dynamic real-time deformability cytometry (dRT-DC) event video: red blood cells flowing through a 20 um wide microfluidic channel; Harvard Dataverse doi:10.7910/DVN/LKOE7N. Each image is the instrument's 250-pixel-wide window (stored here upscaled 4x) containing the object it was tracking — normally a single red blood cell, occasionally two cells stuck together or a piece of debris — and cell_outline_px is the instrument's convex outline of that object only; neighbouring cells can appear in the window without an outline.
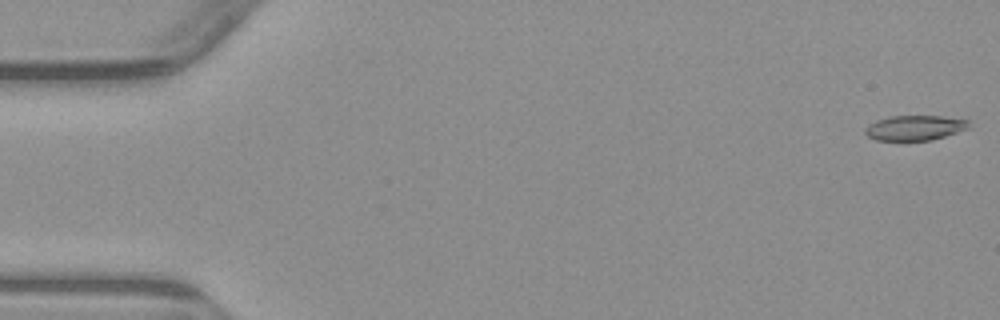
{"species": "common noctule bat (a hibernating species)", "species_latin": "Nyctalus noctula", "temperature_condition": "warm", "stored_images_in_passage": 4, "camera_frame_rate_fps": 3000, "um_per_image_px": 0.085, "animal": {"sex": "male", "body_mass_g": 23.1, "forearm_length_mm": 52.7}, "frame": {"image": 1, "passage_image": 1, "time_ms": 0.0, "image_size_px": [1000, 320], "cell_outline_px": [[972, 128], [932, 140], [876, 140], [868, 136], [864, 132], [864, 128], [868, 124], [876, 120], [888, 116], [944, 116], [968, 120]], "centroid_in_image_um": [77.78, 10.86], "position_along_channel_um": 7.2, "area_um2": 15.32}}
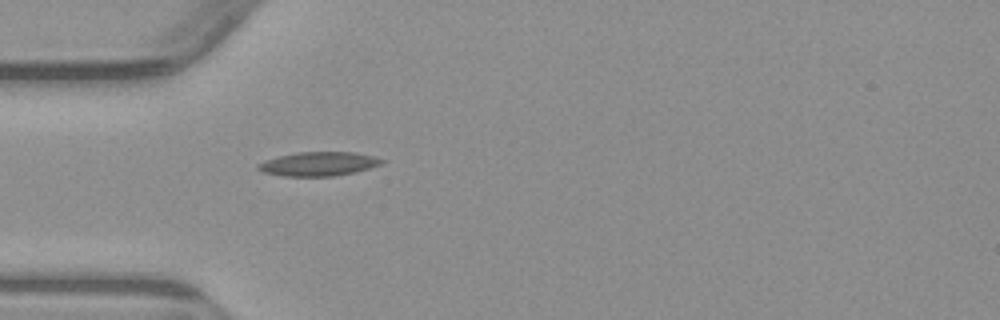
{"frame": {"image": 2, "passage_image": 4, "time_ms": 5.0, "image_size_px": [1000, 320], "cell_outline_px": [[384, 160], [380, 164], [356, 172], [332, 176], [280, 176], [264, 172], [256, 168], [256, 164], [264, 160], [296, 152], [356, 152], [372, 156]], "centroid_in_image_um": [27.02, 13.93], "position_along_channel_um": 58.0, "area_um2": 17.22}}